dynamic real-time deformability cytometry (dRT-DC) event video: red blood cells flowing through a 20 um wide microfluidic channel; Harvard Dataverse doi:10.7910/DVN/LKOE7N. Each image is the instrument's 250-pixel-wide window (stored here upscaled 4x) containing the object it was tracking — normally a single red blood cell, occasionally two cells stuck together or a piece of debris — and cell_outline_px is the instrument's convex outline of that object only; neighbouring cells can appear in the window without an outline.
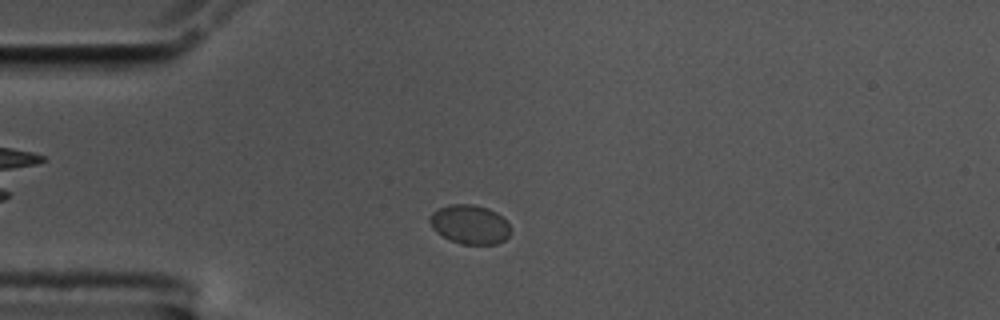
{"species": "common noctule bat (a hibernating species)", "species_latin": "Nyctalus noctula", "temperature_condition": "cold", "stored_images_in_passage": 25, "camera_frame_rate_fps": 3000, "um_per_image_px": 0.085, "animal": {"sex": "male", "body_mass_g": 17.5, "forearm_length_mm": 52.3}, "frame": {"image": 1, "passage_image": 9, "time_ms": 2.667, "image_size_px": [1000, 320], "cell_outline_px": [[512, 232], [504, 240], [496, 244], [460, 244], [436, 232], [432, 228], [428, 220], [428, 216], [432, 212], [448, 204], [472, 204], [488, 208], [496, 212], [512, 228]], "centroid_in_image_um": [39.92, 19.07], "position_along_channel_um": 45.1, "area_um2": 18.5}}
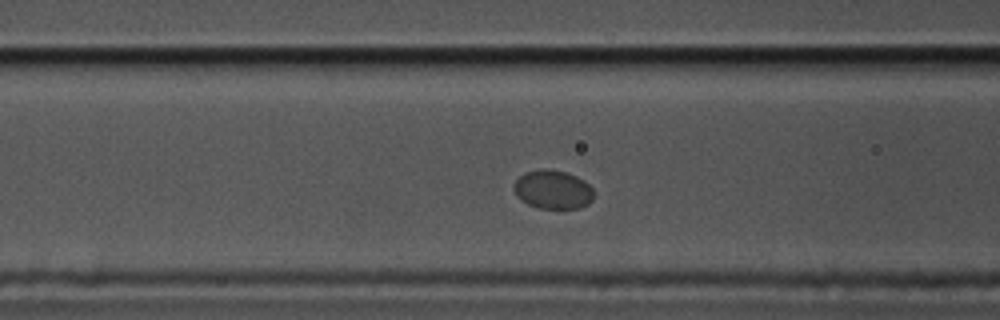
{"frame": {"image": 2, "passage_image": 17, "time_ms": 5.333, "image_size_px": [1000, 320], "cell_outline_px": [[592, 200], [588, 204], [580, 208], [536, 208], [520, 200], [516, 196], [512, 188], [512, 184], [524, 172], [540, 168], [548, 168], [564, 172], [576, 176], [584, 180], [592, 188]], "centroid_in_image_um": [46.94, 16.1], "position_along_channel_um": 119.7, "area_um2": 18.26}}
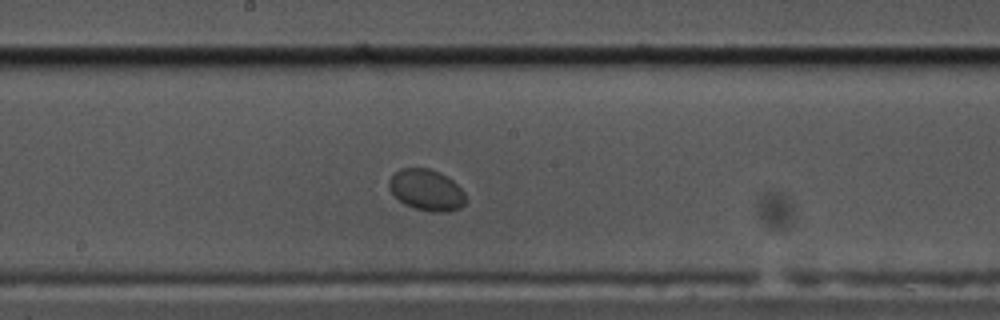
{"frame": {"image": 3, "passage_image": 25, "time_ms": 8.0, "image_size_px": [1000, 320], "cell_outline_px": [[464, 204], [460, 208], [448, 212], [432, 212], [416, 208], [404, 204], [392, 192], [388, 184], [388, 180], [400, 168], [428, 168], [440, 172], [448, 176], [464, 192]], "centroid_in_image_um": [36.26, 16.14], "position_along_channel_um": 211.9, "area_um2": 18.26}}